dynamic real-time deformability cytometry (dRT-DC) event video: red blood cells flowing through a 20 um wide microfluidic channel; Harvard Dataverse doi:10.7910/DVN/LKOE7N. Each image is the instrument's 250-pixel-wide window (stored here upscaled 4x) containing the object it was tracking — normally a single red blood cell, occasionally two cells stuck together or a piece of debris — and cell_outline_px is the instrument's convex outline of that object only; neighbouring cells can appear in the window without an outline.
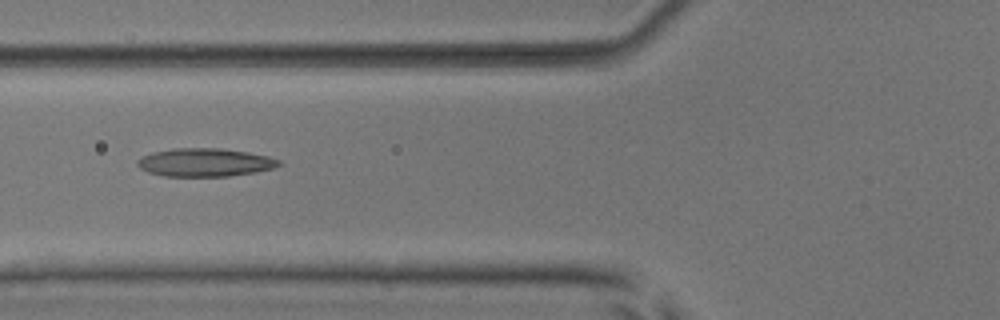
{"species": "common noctule bat (a hibernating species)", "species_latin": "Nyctalus noctula", "temperature_condition": "room temperature", "stored_images_in_passage": 5, "camera_frame_rate_fps": 3000, "um_per_image_px": 0.085, "animal": {"sex": "male", "body_mass_g": 17.9, "forearm_length_mm": 54.2}, "frame": {"image": 1, "passage_image": 3, "time_ms": 3.333, "image_size_px": [1000, 320], "cell_outline_px": [[280, 164], [272, 168], [256, 172], [228, 176], [164, 176], [148, 172], [140, 168], [136, 164], [136, 160], [140, 156], [152, 152], [172, 148], [220, 148], [248, 152], [268, 156], [280, 160]], "centroid_in_image_um": [17.37, 13.8], "position_along_channel_um": 108.4, "area_um2": 23.35}}
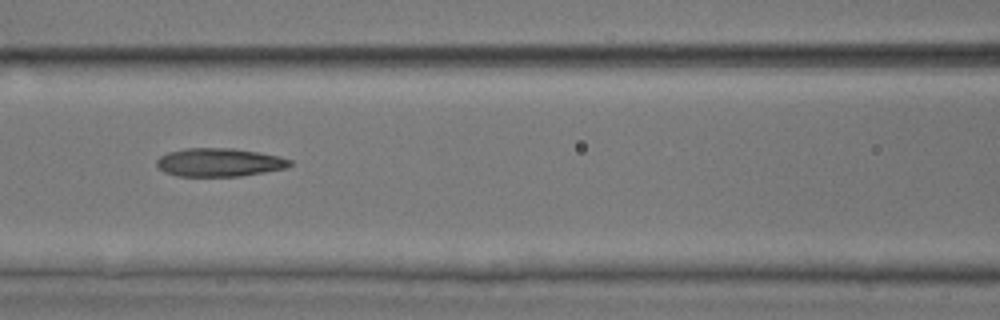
{"frame": {"image": 2, "passage_image": 4, "time_ms": 4.333, "image_size_px": [1000, 320], "cell_outline_px": [[292, 164], [284, 168], [264, 172], [240, 176], [176, 176], [164, 172], [156, 164], [156, 160], [160, 156], [168, 152], [184, 148], [232, 148], [280, 156], [292, 160]], "centroid_in_image_um": [18.61, 13.8], "position_along_channel_um": 148.0, "area_um2": 21.96}}
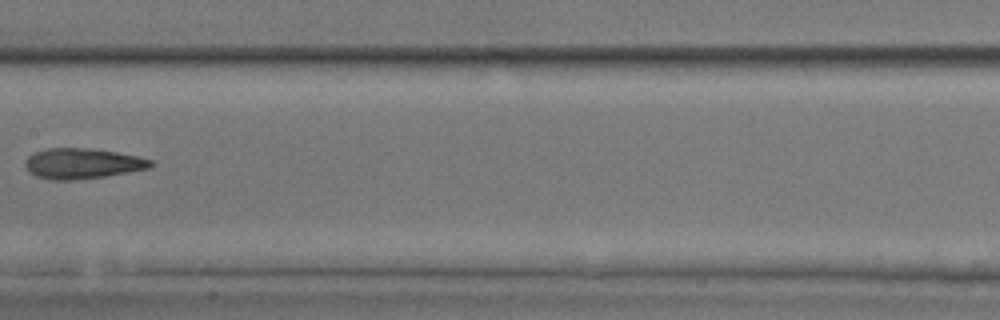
{"frame": {"image": 3, "passage_image": 5, "time_ms": 5.667, "image_size_px": [1000, 320], "cell_outline_px": [[156, 164], [148, 168], [128, 172], [104, 176], [68, 180], [52, 180], [36, 176], [24, 164], [28, 156], [36, 152], [48, 148], [92, 148], [116, 152], [136, 156], [152, 160]], "centroid_in_image_um": [7.02, 13.89], "position_along_channel_um": 200.4, "area_um2": 21.96}}